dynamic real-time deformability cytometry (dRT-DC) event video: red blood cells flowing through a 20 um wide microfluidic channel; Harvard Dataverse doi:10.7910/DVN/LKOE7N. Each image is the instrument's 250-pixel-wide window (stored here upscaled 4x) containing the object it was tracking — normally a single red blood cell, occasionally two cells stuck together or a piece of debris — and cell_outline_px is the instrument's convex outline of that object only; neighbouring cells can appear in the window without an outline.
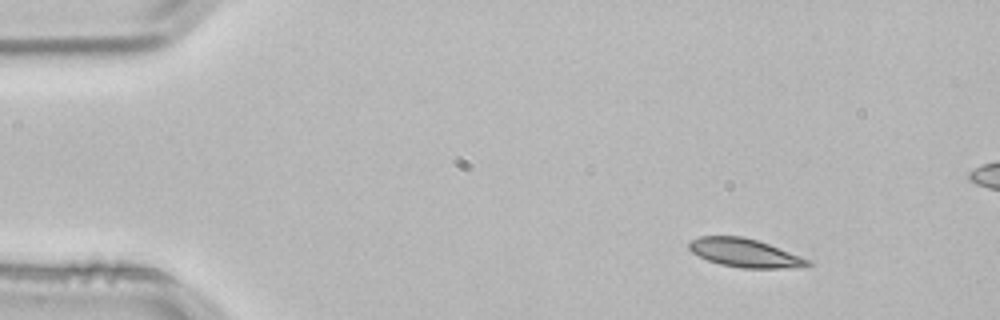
{"species": "common noctule bat (a hibernating species)", "species_latin": "Nyctalus noctula", "temperature_condition": "room temperature", "stored_images_in_passage": 4, "camera_frame_rate_fps": 3000, "um_per_image_px": 0.085, "animal": {"sex": "male", "body_mass_g": 21.5, "forearm_length_mm": 52.0}, "frame": {"image": 1, "passage_image": 2, "time_ms": 0.333, "image_size_px": [1000, 320], "cell_outline_px": [[812, 264], [804, 268], [740, 268], [720, 264], [708, 260], [692, 252], [688, 248], [688, 240], [700, 236], [744, 236], [768, 244], [800, 256], [808, 260]], "centroid_in_image_um": [63.29, 21.5], "position_along_channel_um": 21.7, "area_um2": 19.71}}